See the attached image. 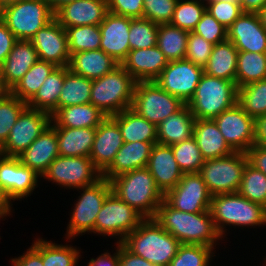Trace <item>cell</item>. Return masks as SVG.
<instances>
[{
    "mask_svg": "<svg viewBox=\"0 0 266 266\" xmlns=\"http://www.w3.org/2000/svg\"><path fill=\"white\" fill-rule=\"evenodd\" d=\"M154 219L181 244L203 245L216 249L224 241L216 230L210 210L200 213L182 212L163 200Z\"/></svg>",
    "mask_w": 266,
    "mask_h": 266,
    "instance_id": "cell-1",
    "label": "cell"
},
{
    "mask_svg": "<svg viewBox=\"0 0 266 266\" xmlns=\"http://www.w3.org/2000/svg\"><path fill=\"white\" fill-rule=\"evenodd\" d=\"M209 210L216 230L224 241L225 238L230 239L226 237L231 234L230 228L249 230L266 226V208L238 192L212 196Z\"/></svg>",
    "mask_w": 266,
    "mask_h": 266,
    "instance_id": "cell-2",
    "label": "cell"
},
{
    "mask_svg": "<svg viewBox=\"0 0 266 266\" xmlns=\"http://www.w3.org/2000/svg\"><path fill=\"white\" fill-rule=\"evenodd\" d=\"M121 243L133 254L157 266H168L181 245L154 218H145Z\"/></svg>",
    "mask_w": 266,
    "mask_h": 266,
    "instance_id": "cell-3",
    "label": "cell"
},
{
    "mask_svg": "<svg viewBox=\"0 0 266 266\" xmlns=\"http://www.w3.org/2000/svg\"><path fill=\"white\" fill-rule=\"evenodd\" d=\"M112 192L145 218H154L164 194L147 168L135 169L110 180Z\"/></svg>",
    "mask_w": 266,
    "mask_h": 266,
    "instance_id": "cell-4",
    "label": "cell"
},
{
    "mask_svg": "<svg viewBox=\"0 0 266 266\" xmlns=\"http://www.w3.org/2000/svg\"><path fill=\"white\" fill-rule=\"evenodd\" d=\"M78 198L72 204L70 219L67 222L65 242H73L80 235H95L96 216L107 196L112 192L110 181L101 177L94 184L76 189ZM73 239V241H72ZM67 240V241H66Z\"/></svg>",
    "mask_w": 266,
    "mask_h": 266,
    "instance_id": "cell-5",
    "label": "cell"
},
{
    "mask_svg": "<svg viewBox=\"0 0 266 266\" xmlns=\"http://www.w3.org/2000/svg\"><path fill=\"white\" fill-rule=\"evenodd\" d=\"M136 81L121 66L92 80L90 103L106 116L131 108Z\"/></svg>",
    "mask_w": 266,
    "mask_h": 266,
    "instance_id": "cell-6",
    "label": "cell"
},
{
    "mask_svg": "<svg viewBox=\"0 0 266 266\" xmlns=\"http://www.w3.org/2000/svg\"><path fill=\"white\" fill-rule=\"evenodd\" d=\"M235 82L202 75L193 98L187 103L195 119H214L237 103Z\"/></svg>",
    "mask_w": 266,
    "mask_h": 266,
    "instance_id": "cell-7",
    "label": "cell"
},
{
    "mask_svg": "<svg viewBox=\"0 0 266 266\" xmlns=\"http://www.w3.org/2000/svg\"><path fill=\"white\" fill-rule=\"evenodd\" d=\"M0 18L17 40H31L55 15L47 0H22L0 9Z\"/></svg>",
    "mask_w": 266,
    "mask_h": 266,
    "instance_id": "cell-8",
    "label": "cell"
},
{
    "mask_svg": "<svg viewBox=\"0 0 266 266\" xmlns=\"http://www.w3.org/2000/svg\"><path fill=\"white\" fill-rule=\"evenodd\" d=\"M145 217L111 192L96 216L95 235L107 236L121 243Z\"/></svg>",
    "mask_w": 266,
    "mask_h": 266,
    "instance_id": "cell-9",
    "label": "cell"
},
{
    "mask_svg": "<svg viewBox=\"0 0 266 266\" xmlns=\"http://www.w3.org/2000/svg\"><path fill=\"white\" fill-rule=\"evenodd\" d=\"M247 163L246 153L233 152L225 157L204 160L199 174L212 196L235 193L242 182Z\"/></svg>",
    "mask_w": 266,
    "mask_h": 266,
    "instance_id": "cell-10",
    "label": "cell"
},
{
    "mask_svg": "<svg viewBox=\"0 0 266 266\" xmlns=\"http://www.w3.org/2000/svg\"><path fill=\"white\" fill-rule=\"evenodd\" d=\"M101 178V173L96 169L89 157L58 156L42 175L41 180L47 181L60 190H76L94 184Z\"/></svg>",
    "mask_w": 266,
    "mask_h": 266,
    "instance_id": "cell-11",
    "label": "cell"
},
{
    "mask_svg": "<svg viewBox=\"0 0 266 266\" xmlns=\"http://www.w3.org/2000/svg\"><path fill=\"white\" fill-rule=\"evenodd\" d=\"M184 105L155 81H139L135 84L131 109L156 126Z\"/></svg>",
    "mask_w": 266,
    "mask_h": 266,
    "instance_id": "cell-12",
    "label": "cell"
},
{
    "mask_svg": "<svg viewBox=\"0 0 266 266\" xmlns=\"http://www.w3.org/2000/svg\"><path fill=\"white\" fill-rule=\"evenodd\" d=\"M50 124V114L26 107L11 128L5 143L0 147V154L12 157L19 156Z\"/></svg>",
    "mask_w": 266,
    "mask_h": 266,
    "instance_id": "cell-13",
    "label": "cell"
},
{
    "mask_svg": "<svg viewBox=\"0 0 266 266\" xmlns=\"http://www.w3.org/2000/svg\"><path fill=\"white\" fill-rule=\"evenodd\" d=\"M204 68L186 59L168 61L155 82L170 95L187 104L194 96Z\"/></svg>",
    "mask_w": 266,
    "mask_h": 266,
    "instance_id": "cell-14",
    "label": "cell"
},
{
    "mask_svg": "<svg viewBox=\"0 0 266 266\" xmlns=\"http://www.w3.org/2000/svg\"><path fill=\"white\" fill-rule=\"evenodd\" d=\"M40 181L43 182L41 177L17 157L0 154V187L12 203L35 194Z\"/></svg>",
    "mask_w": 266,
    "mask_h": 266,
    "instance_id": "cell-15",
    "label": "cell"
},
{
    "mask_svg": "<svg viewBox=\"0 0 266 266\" xmlns=\"http://www.w3.org/2000/svg\"><path fill=\"white\" fill-rule=\"evenodd\" d=\"M211 198L199 173H183L178 184L164 194V200L171 207L189 213L208 211Z\"/></svg>",
    "mask_w": 266,
    "mask_h": 266,
    "instance_id": "cell-16",
    "label": "cell"
},
{
    "mask_svg": "<svg viewBox=\"0 0 266 266\" xmlns=\"http://www.w3.org/2000/svg\"><path fill=\"white\" fill-rule=\"evenodd\" d=\"M213 120L234 152L246 153L254 145V119L238 103Z\"/></svg>",
    "mask_w": 266,
    "mask_h": 266,
    "instance_id": "cell-17",
    "label": "cell"
},
{
    "mask_svg": "<svg viewBox=\"0 0 266 266\" xmlns=\"http://www.w3.org/2000/svg\"><path fill=\"white\" fill-rule=\"evenodd\" d=\"M31 42L38 53L39 60L56 66H68L70 53L66 31L55 18L39 29Z\"/></svg>",
    "mask_w": 266,
    "mask_h": 266,
    "instance_id": "cell-18",
    "label": "cell"
},
{
    "mask_svg": "<svg viewBox=\"0 0 266 266\" xmlns=\"http://www.w3.org/2000/svg\"><path fill=\"white\" fill-rule=\"evenodd\" d=\"M227 40L238 51L266 53V28L257 13H242L227 29Z\"/></svg>",
    "mask_w": 266,
    "mask_h": 266,
    "instance_id": "cell-19",
    "label": "cell"
},
{
    "mask_svg": "<svg viewBox=\"0 0 266 266\" xmlns=\"http://www.w3.org/2000/svg\"><path fill=\"white\" fill-rule=\"evenodd\" d=\"M99 28L101 31L100 49L121 65L130 51L128 39L130 17L108 12Z\"/></svg>",
    "mask_w": 266,
    "mask_h": 266,
    "instance_id": "cell-20",
    "label": "cell"
},
{
    "mask_svg": "<svg viewBox=\"0 0 266 266\" xmlns=\"http://www.w3.org/2000/svg\"><path fill=\"white\" fill-rule=\"evenodd\" d=\"M124 144L118 124L107 116L96 128L95 139L89 158L102 174L113 162L116 153Z\"/></svg>",
    "mask_w": 266,
    "mask_h": 266,
    "instance_id": "cell-21",
    "label": "cell"
},
{
    "mask_svg": "<svg viewBox=\"0 0 266 266\" xmlns=\"http://www.w3.org/2000/svg\"><path fill=\"white\" fill-rule=\"evenodd\" d=\"M108 12V0H76L60 7L54 15L65 29L82 25H100Z\"/></svg>",
    "mask_w": 266,
    "mask_h": 266,
    "instance_id": "cell-22",
    "label": "cell"
},
{
    "mask_svg": "<svg viewBox=\"0 0 266 266\" xmlns=\"http://www.w3.org/2000/svg\"><path fill=\"white\" fill-rule=\"evenodd\" d=\"M167 64L168 60L164 53L156 45L150 48L130 50L121 66L136 82H139L155 81Z\"/></svg>",
    "mask_w": 266,
    "mask_h": 266,
    "instance_id": "cell-23",
    "label": "cell"
},
{
    "mask_svg": "<svg viewBox=\"0 0 266 266\" xmlns=\"http://www.w3.org/2000/svg\"><path fill=\"white\" fill-rule=\"evenodd\" d=\"M163 194L173 189L181 180L183 172L174 158L170 145H153L146 167Z\"/></svg>",
    "mask_w": 266,
    "mask_h": 266,
    "instance_id": "cell-24",
    "label": "cell"
},
{
    "mask_svg": "<svg viewBox=\"0 0 266 266\" xmlns=\"http://www.w3.org/2000/svg\"><path fill=\"white\" fill-rule=\"evenodd\" d=\"M38 60V53L31 40H16L9 55L0 66L5 88L10 92Z\"/></svg>",
    "mask_w": 266,
    "mask_h": 266,
    "instance_id": "cell-25",
    "label": "cell"
},
{
    "mask_svg": "<svg viewBox=\"0 0 266 266\" xmlns=\"http://www.w3.org/2000/svg\"><path fill=\"white\" fill-rule=\"evenodd\" d=\"M59 156L55 128L50 124L46 130L17 158L35 171L40 177L49 165Z\"/></svg>",
    "mask_w": 266,
    "mask_h": 266,
    "instance_id": "cell-26",
    "label": "cell"
},
{
    "mask_svg": "<svg viewBox=\"0 0 266 266\" xmlns=\"http://www.w3.org/2000/svg\"><path fill=\"white\" fill-rule=\"evenodd\" d=\"M154 144L156 143L124 142L112 164L101 174V177L110 181L132 170L146 168Z\"/></svg>",
    "mask_w": 266,
    "mask_h": 266,
    "instance_id": "cell-27",
    "label": "cell"
},
{
    "mask_svg": "<svg viewBox=\"0 0 266 266\" xmlns=\"http://www.w3.org/2000/svg\"><path fill=\"white\" fill-rule=\"evenodd\" d=\"M193 137L204 160L225 157L234 152L213 119H195Z\"/></svg>",
    "mask_w": 266,
    "mask_h": 266,
    "instance_id": "cell-28",
    "label": "cell"
},
{
    "mask_svg": "<svg viewBox=\"0 0 266 266\" xmlns=\"http://www.w3.org/2000/svg\"><path fill=\"white\" fill-rule=\"evenodd\" d=\"M119 63L103 50L81 51L70 55L68 69L90 80L101 78L113 71Z\"/></svg>",
    "mask_w": 266,
    "mask_h": 266,
    "instance_id": "cell-29",
    "label": "cell"
},
{
    "mask_svg": "<svg viewBox=\"0 0 266 266\" xmlns=\"http://www.w3.org/2000/svg\"><path fill=\"white\" fill-rule=\"evenodd\" d=\"M107 116L93 104L71 105L51 116L54 128H97Z\"/></svg>",
    "mask_w": 266,
    "mask_h": 266,
    "instance_id": "cell-30",
    "label": "cell"
},
{
    "mask_svg": "<svg viewBox=\"0 0 266 266\" xmlns=\"http://www.w3.org/2000/svg\"><path fill=\"white\" fill-rule=\"evenodd\" d=\"M195 117L187 104L157 126V143L174 145L193 136Z\"/></svg>",
    "mask_w": 266,
    "mask_h": 266,
    "instance_id": "cell-31",
    "label": "cell"
},
{
    "mask_svg": "<svg viewBox=\"0 0 266 266\" xmlns=\"http://www.w3.org/2000/svg\"><path fill=\"white\" fill-rule=\"evenodd\" d=\"M121 131L124 142L157 143V126L129 108L110 116Z\"/></svg>",
    "mask_w": 266,
    "mask_h": 266,
    "instance_id": "cell-32",
    "label": "cell"
},
{
    "mask_svg": "<svg viewBox=\"0 0 266 266\" xmlns=\"http://www.w3.org/2000/svg\"><path fill=\"white\" fill-rule=\"evenodd\" d=\"M60 156L89 157L96 128H55Z\"/></svg>",
    "mask_w": 266,
    "mask_h": 266,
    "instance_id": "cell-33",
    "label": "cell"
},
{
    "mask_svg": "<svg viewBox=\"0 0 266 266\" xmlns=\"http://www.w3.org/2000/svg\"><path fill=\"white\" fill-rule=\"evenodd\" d=\"M238 50L226 40L213 45L210 58L203 67L206 75L235 82Z\"/></svg>",
    "mask_w": 266,
    "mask_h": 266,
    "instance_id": "cell-34",
    "label": "cell"
},
{
    "mask_svg": "<svg viewBox=\"0 0 266 266\" xmlns=\"http://www.w3.org/2000/svg\"><path fill=\"white\" fill-rule=\"evenodd\" d=\"M65 66H57L46 78L27 107L51 116L58 110V99L64 84Z\"/></svg>",
    "mask_w": 266,
    "mask_h": 266,
    "instance_id": "cell-35",
    "label": "cell"
},
{
    "mask_svg": "<svg viewBox=\"0 0 266 266\" xmlns=\"http://www.w3.org/2000/svg\"><path fill=\"white\" fill-rule=\"evenodd\" d=\"M189 32L170 23L158 25L157 46L168 61L182 60L186 57Z\"/></svg>",
    "mask_w": 266,
    "mask_h": 266,
    "instance_id": "cell-36",
    "label": "cell"
},
{
    "mask_svg": "<svg viewBox=\"0 0 266 266\" xmlns=\"http://www.w3.org/2000/svg\"><path fill=\"white\" fill-rule=\"evenodd\" d=\"M92 80L77 75L65 66L64 84L58 99V109L90 103Z\"/></svg>",
    "mask_w": 266,
    "mask_h": 266,
    "instance_id": "cell-37",
    "label": "cell"
},
{
    "mask_svg": "<svg viewBox=\"0 0 266 266\" xmlns=\"http://www.w3.org/2000/svg\"><path fill=\"white\" fill-rule=\"evenodd\" d=\"M56 67L53 63L38 60L25 73L10 93L23 102L28 103Z\"/></svg>",
    "mask_w": 266,
    "mask_h": 266,
    "instance_id": "cell-38",
    "label": "cell"
},
{
    "mask_svg": "<svg viewBox=\"0 0 266 266\" xmlns=\"http://www.w3.org/2000/svg\"><path fill=\"white\" fill-rule=\"evenodd\" d=\"M266 79V53L238 51L235 83L238 88Z\"/></svg>",
    "mask_w": 266,
    "mask_h": 266,
    "instance_id": "cell-39",
    "label": "cell"
},
{
    "mask_svg": "<svg viewBox=\"0 0 266 266\" xmlns=\"http://www.w3.org/2000/svg\"><path fill=\"white\" fill-rule=\"evenodd\" d=\"M82 249L71 244H59L42 237L43 266H79Z\"/></svg>",
    "mask_w": 266,
    "mask_h": 266,
    "instance_id": "cell-40",
    "label": "cell"
},
{
    "mask_svg": "<svg viewBox=\"0 0 266 266\" xmlns=\"http://www.w3.org/2000/svg\"><path fill=\"white\" fill-rule=\"evenodd\" d=\"M237 103L253 119L266 114V79L238 88Z\"/></svg>",
    "mask_w": 266,
    "mask_h": 266,
    "instance_id": "cell-41",
    "label": "cell"
},
{
    "mask_svg": "<svg viewBox=\"0 0 266 266\" xmlns=\"http://www.w3.org/2000/svg\"><path fill=\"white\" fill-rule=\"evenodd\" d=\"M70 55L81 51L100 49L99 25H82L65 28Z\"/></svg>",
    "mask_w": 266,
    "mask_h": 266,
    "instance_id": "cell-42",
    "label": "cell"
},
{
    "mask_svg": "<svg viewBox=\"0 0 266 266\" xmlns=\"http://www.w3.org/2000/svg\"><path fill=\"white\" fill-rule=\"evenodd\" d=\"M237 192L266 208V175L247 163Z\"/></svg>",
    "mask_w": 266,
    "mask_h": 266,
    "instance_id": "cell-43",
    "label": "cell"
},
{
    "mask_svg": "<svg viewBox=\"0 0 266 266\" xmlns=\"http://www.w3.org/2000/svg\"><path fill=\"white\" fill-rule=\"evenodd\" d=\"M215 254L213 247L181 244L168 266H212Z\"/></svg>",
    "mask_w": 266,
    "mask_h": 266,
    "instance_id": "cell-44",
    "label": "cell"
},
{
    "mask_svg": "<svg viewBox=\"0 0 266 266\" xmlns=\"http://www.w3.org/2000/svg\"><path fill=\"white\" fill-rule=\"evenodd\" d=\"M176 162L183 173H199L204 159L201 156L196 139H190L171 145Z\"/></svg>",
    "mask_w": 266,
    "mask_h": 266,
    "instance_id": "cell-45",
    "label": "cell"
},
{
    "mask_svg": "<svg viewBox=\"0 0 266 266\" xmlns=\"http://www.w3.org/2000/svg\"><path fill=\"white\" fill-rule=\"evenodd\" d=\"M157 23L146 18H130V50L150 48L157 45Z\"/></svg>",
    "mask_w": 266,
    "mask_h": 266,
    "instance_id": "cell-46",
    "label": "cell"
},
{
    "mask_svg": "<svg viewBox=\"0 0 266 266\" xmlns=\"http://www.w3.org/2000/svg\"><path fill=\"white\" fill-rule=\"evenodd\" d=\"M205 12L206 5L197 0H178L170 24L192 32Z\"/></svg>",
    "mask_w": 266,
    "mask_h": 266,
    "instance_id": "cell-47",
    "label": "cell"
},
{
    "mask_svg": "<svg viewBox=\"0 0 266 266\" xmlns=\"http://www.w3.org/2000/svg\"><path fill=\"white\" fill-rule=\"evenodd\" d=\"M26 107L27 103L10 92L0 99V147L5 143L11 128Z\"/></svg>",
    "mask_w": 266,
    "mask_h": 266,
    "instance_id": "cell-48",
    "label": "cell"
},
{
    "mask_svg": "<svg viewBox=\"0 0 266 266\" xmlns=\"http://www.w3.org/2000/svg\"><path fill=\"white\" fill-rule=\"evenodd\" d=\"M212 44L227 40V28L219 23L207 10L192 31Z\"/></svg>",
    "mask_w": 266,
    "mask_h": 266,
    "instance_id": "cell-49",
    "label": "cell"
},
{
    "mask_svg": "<svg viewBox=\"0 0 266 266\" xmlns=\"http://www.w3.org/2000/svg\"><path fill=\"white\" fill-rule=\"evenodd\" d=\"M178 0H143V18L157 24L170 23Z\"/></svg>",
    "mask_w": 266,
    "mask_h": 266,
    "instance_id": "cell-50",
    "label": "cell"
},
{
    "mask_svg": "<svg viewBox=\"0 0 266 266\" xmlns=\"http://www.w3.org/2000/svg\"><path fill=\"white\" fill-rule=\"evenodd\" d=\"M213 45L202 36L189 32L185 59L204 67L210 58Z\"/></svg>",
    "mask_w": 266,
    "mask_h": 266,
    "instance_id": "cell-51",
    "label": "cell"
},
{
    "mask_svg": "<svg viewBox=\"0 0 266 266\" xmlns=\"http://www.w3.org/2000/svg\"><path fill=\"white\" fill-rule=\"evenodd\" d=\"M206 10L227 29L243 13L240 4L220 0L209 3Z\"/></svg>",
    "mask_w": 266,
    "mask_h": 266,
    "instance_id": "cell-52",
    "label": "cell"
},
{
    "mask_svg": "<svg viewBox=\"0 0 266 266\" xmlns=\"http://www.w3.org/2000/svg\"><path fill=\"white\" fill-rule=\"evenodd\" d=\"M27 251L18 257L10 258L11 266H43L42 263V237L36 236Z\"/></svg>",
    "mask_w": 266,
    "mask_h": 266,
    "instance_id": "cell-53",
    "label": "cell"
},
{
    "mask_svg": "<svg viewBox=\"0 0 266 266\" xmlns=\"http://www.w3.org/2000/svg\"><path fill=\"white\" fill-rule=\"evenodd\" d=\"M108 11L130 18H143V0H108Z\"/></svg>",
    "mask_w": 266,
    "mask_h": 266,
    "instance_id": "cell-54",
    "label": "cell"
},
{
    "mask_svg": "<svg viewBox=\"0 0 266 266\" xmlns=\"http://www.w3.org/2000/svg\"><path fill=\"white\" fill-rule=\"evenodd\" d=\"M17 39L0 18V66L9 55Z\"/></svg>",
    "mask_w": 266,
    "mask_h": 266,
    "instance_id": "cell-55",
    "label": "cell"
},
{
    "mask_svg": "<svg viewBox=\"0 0 266 266\" xmlns=\"http://www.w3.org/2000/svg\"><path fill=\"white\" fill-rule=\"evenodd\" d=\"M115 247L112 249V252L109 250H104L97 257H92L87 266H119V243H115ZM105 251V252H104ZM112 253V254H111Z\"/></svg>",
    "mask_w": 266,
    "mask_h": 266,
    "instance_id": "cell-56",
    "label": "cell"
},
{
    "mask_svg": "<svg viewBox=\"0 0 266 266\" xmlns=\"http://www.w3.org/2000/svg\"><path fill=\"white\" fill-rule=\"evenodd\" d=\"M246 154L248 163L266 175V147L253 145Z\"/></svg>",
    "mask_w": 266,
    "mask_h": 266,
    "instance_id": "cell-57",
    "label": "cell"
},
{
    "mask_svg": "<svg viewBox=\"0 0 266 266\" xmlns=\"http://www.w3.org/2000/svg\"><path fill=\"white\" fill-rule=\"evenodd\" d=\"M119 266H157L141 256L133 254L122 243H119Z\"/></svg>",
    "mask_w": 266,
    "mask_h": 266,
    "instance_id": "cell-58",
    "label": "cell"
},
{
    "mask_svg": "<svg viewBox=\"0 0 266 266\" xmlns=\"http://www.w3.org/2000/svg\"><path fill=\"white\" fill-rule=\"evenodd\" d=\"M254 145L266 147V114L254 119Z\"/></svg>",
    "mask_w": 266,
    "mask_h": 266,
    "instance_id": "cell-59",
    "label": "cell"
},
{
    "mask_svg": "<svg viewBox=\"0 0 266 266\" xmlns=\"http://www.w3.org/2000/svg\"><path fill=\"white\" fill-rule=\"evenodd\" d=\"M243 13H258L265 5L266 0H239Z\"/></svg>",
    "mask_w": 266,
    "mask_h": 266,
    "instance_id": "cell-60",
    "label": "cell"
},
{
    "mask_svg": "<svg viewBox=\"0 0 266 266\" xmlns=\"http://www.w3.org/2000/svg\"><path fill=\"white\" fill-rule=\"evenodd\" d=\"M14 210L12 202L0 187V212H13Z\"/></svg>",
    "mask_w": 266,
    "mask_h": 266,
    "instance_id": "cell-61",
    "label": "cell"
},
{
    "mask_svg": "<svg viewBox=\"0 0 266 266\" xmlns=\"http://www.w3.org/2000/svg\"><path fill=\"white\" fill-rule=\"evenodd\" d=\"M47 1L49 2L52 11L55 13L63 5L76 0H47Z\"/></svg>",
    "mask_w": 266,
    "mask_h": 266,
    "instance_id": "cell-62",
    "label": "cell"
},
{
    "mask_svg": "<svg viewBox=\"0 0 266 266\" xmlns=\"http://www.w3.org/2000/svg\"><path fill=\"white\" fill-rule=\"evenodd\" d=\"M257 14L262 25L266 28V5Z\"/></svg>",
    "mask_w": 266,
    "mask_h": 266,
    "instance_id": "cell-63",
    "label": "cell"
},
{
    "mask_svg": "<svg viewBox=\"0 0 266 266\" xmlns=\"http://www.w3.org/2000/svg\"><path fill=\"white\" fill-rule=\"evenodd\" d=\"M22 0H0V9L11 4L19 3Z\"/></svg>",
    "mask_w": 266,
    "mask_h": 266,
    "instance_id": "cell-64",
    "label": "cell"
},
{
    "mask_svg": "<svg viewBox=\"0 0 266 266\" xmlns=\"http://www.w3.org/2000/svg\"><path fill=\"white\" fill-rule=\"evenodd\" d=\"M8 92L9 91L5 88L3 84L1 73H0V99H2Z\"/></svg>",
    "mask_w": 266,
    "mask_h": 266,
    "instance_id": "cell-65",
    "label": "cell"
},
{
    "mask_svg": "<svg viewBox=\"0 0 266 266\" xmlns=\"http://www.w3.org/2000/svg\"><path fill=\"white\" fill-rule=\"evenodd\" d=\"M12 213H14V212H0V221H5V220H7L6 218H11L10 216H13V214ZM0 239H2L1 238V236H0Z\"/></svg>",
    "mask_w": 266,
    "mask_h": 266,
    "instance_id": "cell-66",
    "label": "cell"
},
{
    "mask_svg": "<svg viewBox=\"0 0 266 266\" xmlns=\"http://www.w3.org/2000/svg\"><path fill=\"white\" fill-rule=\"evenodd\" d=\"M197 1L207 6L209 3L217 1V0H197Z\"/></svg>",
    "mask_w": 266,
    "mask_h": 266,
    "instance_id": "cell-67",
    "label": "cell"
},
{
    "mask_svg": "<svg viewBox=\"0 0 266 266\" xmlns=\"http://www.w3.org/2000/svg\"><path fill=\"white\" fill-rule=\"evenodd\" d=\"M220 1L229 2V3H238L239 4V0H220Z\"/></svg>",
    "mask_w": 266,
    "mask_h": 266,
    "instance_id": "cell-68",
    "label": "cell"
},
{
    "mask_svg": "<svg viewBox=\"0 0 266 266\" xmlns=\"http://www.w3.org/2000/svg\"><path fill=\"white\" fill-rule=\"evenodd\" d=\"M261 263L263 264L262 266H266V264H265V263H263V262H260V264H259L260 266H261Z\"/></svg>",
    "mask_w": 266,
    "mask_h": 266,
    "instance_id": "cell-69",
    "label": "cell"
}]
</instances>
